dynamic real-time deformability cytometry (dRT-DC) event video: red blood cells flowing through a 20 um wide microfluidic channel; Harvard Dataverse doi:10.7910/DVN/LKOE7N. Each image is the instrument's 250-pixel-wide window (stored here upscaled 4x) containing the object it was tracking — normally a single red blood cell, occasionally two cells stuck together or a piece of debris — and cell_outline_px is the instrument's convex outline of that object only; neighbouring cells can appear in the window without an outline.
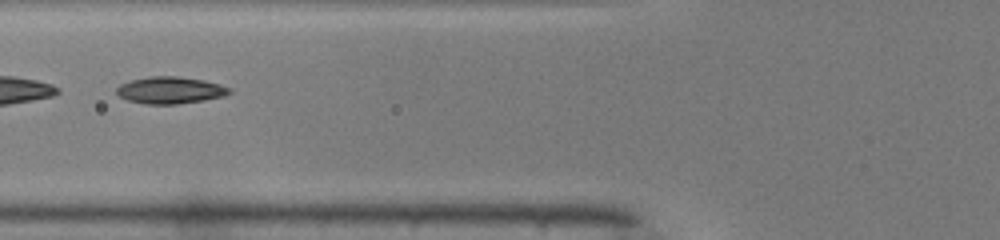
{"species": "common noctule bat (a hibernating species)", "species_latin": "Nyctalus noctula", "temperature_condition": "warm", "stored_images_in_passage": 37, "segment_of_instrument_passage": [2, 2], "camera_frame_rate_fps": 3000, "um_per_image_px": 0.085, "animal": {"sex": "male", "body_mass_g": 19.0, "forearm_length_mm": 50.8}, "frame": {"image": 1, "passage_image": 19, "time_ms": 6.0, "image_size_px": [1000, 240], "cell_outline_px": [[232, 92], [224, 96], [204, 100], [176, 104], [144, 104], [128, 100], [120, 96], [116, 92], [116, 88], [120, 84], [132, 80], [152, 76], [176, 76], [204, 80], [220, 84], [232, 88]], "centroid_in_image_um": [14.5, 7.67], "position_along_channel_um": 111.3, "area_um2": 17.69}}
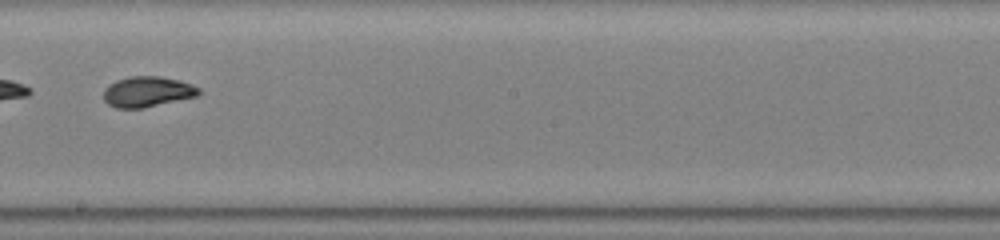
{"frame": {"image": 2, "passage_image": 28, "time_ms": 9.0, "image_size_px": [1000, 240], "cell_outline_px": [[200, 92], [196, 96], [144, 108], [116, 108], [108, 104], [104, 100], [104, 88], [108, 84], [116, 80], [132, 76], [160, 76], [180, 80], [192, 84], [200, 88]], "centroid_in_image_um": [12.51, 7.79], "position_along_channel_um": 235.7, "area_um2": 16.99}}
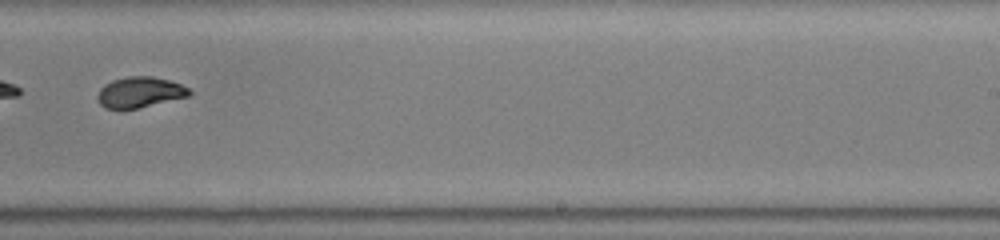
{"frame": {"image": 3, "passage_image": 31, "time_ms": 10.0, "image_size_px": [1000, 240], "cell_outline_px": [[192, 92], [188, 96], [136, 108], [104, 108], [100, 104], [96, 96], [100, 88], [104, 84], [112, 80], [128, 76], [152, 76], [168, 80], [180, 84], [188, 88]], "centroid_in_image_um": [11.84, 7.82], "position_along_channel_um": 277.2, "area_um2": 16.18}}